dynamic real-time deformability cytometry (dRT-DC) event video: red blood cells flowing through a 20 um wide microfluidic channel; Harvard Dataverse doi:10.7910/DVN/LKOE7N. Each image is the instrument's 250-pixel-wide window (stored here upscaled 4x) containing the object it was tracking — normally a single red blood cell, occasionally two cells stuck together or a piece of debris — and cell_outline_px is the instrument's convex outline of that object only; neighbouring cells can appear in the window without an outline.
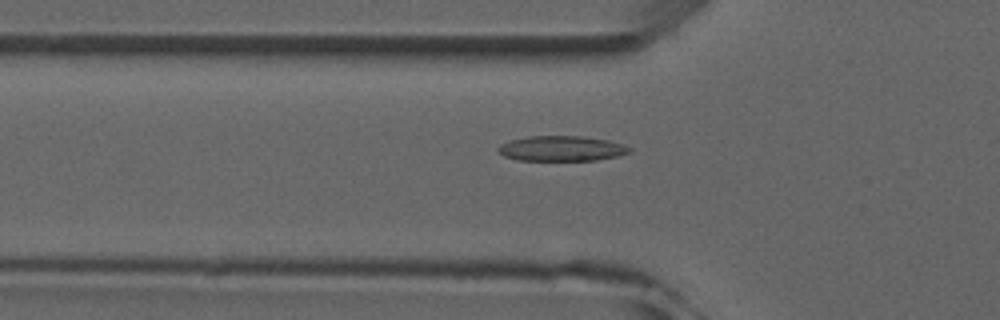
{"species": "common noctule bat (a hibernating species)", "species_latin": "Nyctalus noctula", "temperature_condition": "room temperature", "stored_images_in_passage": 5, "camera_frame_rate_fps": 3000, "um_per_image_px": 0.085, "animal": {"sex": "male", "forearm_length_mm": 52.5}, "frame": {"image": 1, "passage_image": 5, "time_ms": 4.667, "image_size_px": [1000, 320], "cell_outline_px": [[632, 148], [628, 152], [616, 156], [596, 160], [516, 160], [504, 156], [496, 148], [500, 144], [508, 140], [528, 136], [580, 136], [608, 140], [624, 144]], "centroid_in_image_um": [47.69, 12.61], "position_along_channel_um": 78.1, "area_um2": 19.25}}